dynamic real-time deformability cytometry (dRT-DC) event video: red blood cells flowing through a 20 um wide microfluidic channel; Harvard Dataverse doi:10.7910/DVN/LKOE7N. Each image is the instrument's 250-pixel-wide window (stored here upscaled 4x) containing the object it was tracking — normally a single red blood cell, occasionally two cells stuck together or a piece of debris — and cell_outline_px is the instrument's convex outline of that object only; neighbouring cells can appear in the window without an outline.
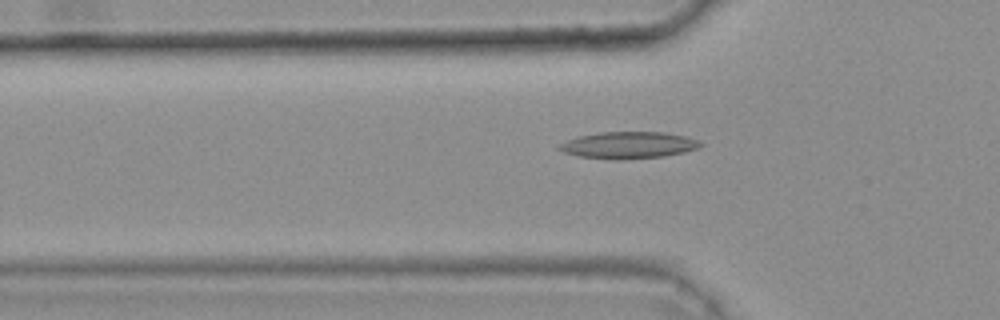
{"species": "common noctule bat (a hibernating species)", "species_latin": "Nyctalus noctula", "temperature_condition": "warm", "stored_images_in_passage": 47, "camera_frame_rate_fps": 3000, "um_per_image_px": 0.085, "animal": {"sex": "female", "body_mass_g": 25.1}, "frame": {"image": 1, "passage_image": 17, "time_ms": 5.333, "image_size_px": [1000, 320], "cell_outline_px": [[704, 144], [700, 148], [684, 152], [664, 156], [620, 160], [616, 160], [580, 156], [564, 152], [556, 148], [560, 144], [568, 140], [580, 136], [600, 132], [664, 132], [684, 136], [700, 140]], "centroid_in_image_um": [53.47, 12.34], "position_along_channel_um": 72.3, "area_um2": 22.02}}
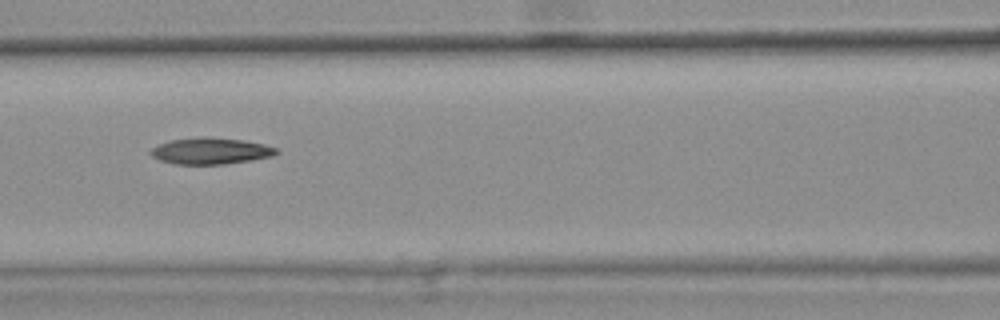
{"frame": {"image": 2, "passage_image": 23, "time_ms": 7.333, "image_size_px": [1000, 320], "cell_outline_px": [[280, 152], [272, 156], [252, 160], [224, 164], [172, 164], [160, 160], [152, 156], [148, 152], [152, 148], [160, 144], [172, 140], [200, 136], [244, 140], [264, 144], [280, 148]], "centroid_in_image_um": [17.94, 12.83], "position_along_channel_um": 148.7, "area_um2": 19.48}}
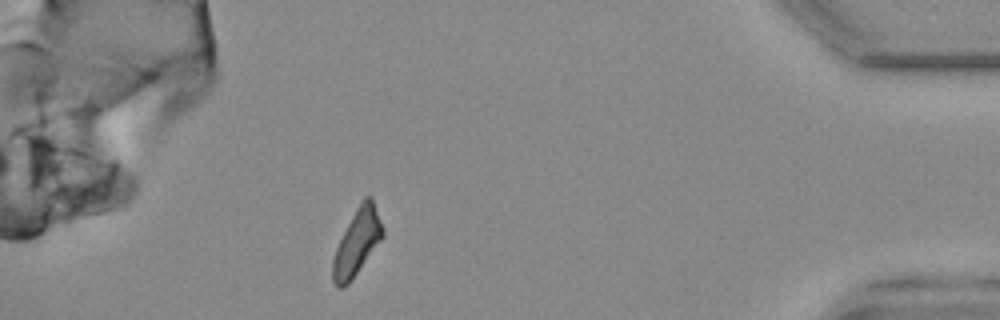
{"frame": {"image": 3, "passage_image": 47, "time_ms": 15.333, "image_size_px": [1000, 320], "cell_outline_px": [[384, 236], [348, 284], [344, 288], [340, 288], [332, 280], [332, 260], [336, 248], [356, 208], [364, 196], [372, 196], [384, 228]], "centroid_in_image_um": [30.36, 20.57], "position_along_channel_um": 404.8, "area_um2": 18.96}, "authors_computed_cell_mechanics": {"area_um2": 19.5942, "velocity_mm_per_s": 3.7812, "shape_relaxation_time_tau1_ms": null, "shape_relaxation_time_tau2_ms": 5.9145, "deformation_change_tau1": null, "deformation_change_tau2": 0.1491}}